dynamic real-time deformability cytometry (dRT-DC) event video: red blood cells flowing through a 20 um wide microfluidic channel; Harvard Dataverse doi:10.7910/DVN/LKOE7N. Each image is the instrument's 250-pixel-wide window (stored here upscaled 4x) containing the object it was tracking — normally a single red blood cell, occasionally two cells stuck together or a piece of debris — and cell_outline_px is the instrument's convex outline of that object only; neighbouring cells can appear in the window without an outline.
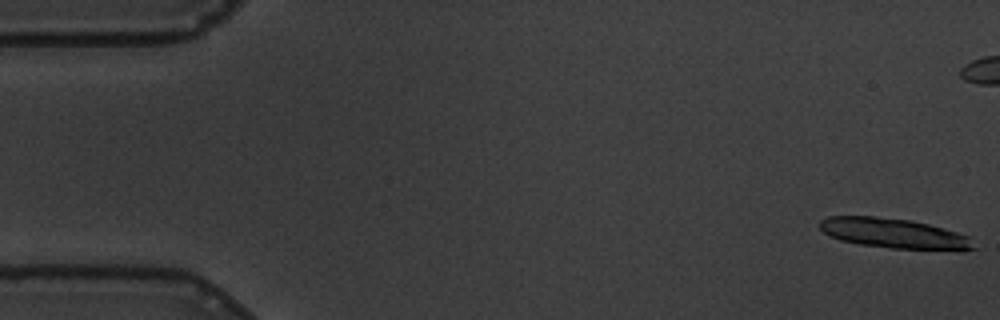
{"species": "common noctule bat (a hibernating species)", "species_latin": "Nyctalus noctula", "temperature_condition": "warm", "stored_images_in_passage": 16, "camera_frame_rate_fps": 3000, "um_per_image_px": 0.085, "animal": {"sex": "male", "body_mass_g": 19.5, "forearm_length_mm": 54.6}, "frame": {"image": 1, "passage_image": 1, "time_ms": 0.0, "image_size_px": [1000, 320], "cell_outline_px": [[976, 248], [960, 252], [892, 248], [860, 244], [840, 240], [824, 232], [820, 228], [820, 220], [828, 216], [876, 216], [908, 220], [928, 224], [944, 228], [968, 236]], "centroid_in_image_um": [76.06, 19.86], "position_along_channel_um": 8.9, "area_um2": 27.17}}